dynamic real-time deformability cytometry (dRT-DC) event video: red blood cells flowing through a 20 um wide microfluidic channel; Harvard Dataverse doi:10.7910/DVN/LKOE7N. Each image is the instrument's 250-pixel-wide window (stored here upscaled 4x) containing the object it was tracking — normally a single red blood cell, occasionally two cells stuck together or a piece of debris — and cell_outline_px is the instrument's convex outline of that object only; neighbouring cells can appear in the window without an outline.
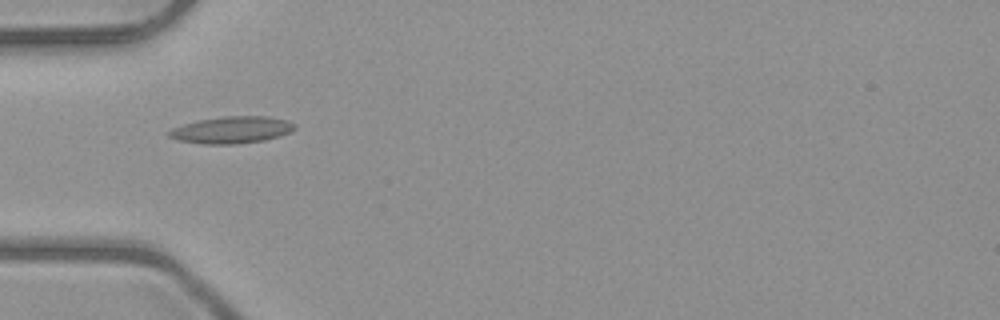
{"species": "common noctule bat (a hibernating species)", "species_latin": "Nyctalus noctula", "temperature_condition": "room temperature", "stored_images_in_passage": 39, "camera_frame_rate_fps": 3000, "um_per_image_px": 0.085, "animal": {"sex": "male", "body_mass_g": 23.1, "forearm_length_mm": 52.7}, "frame": {"image": 1, "passage_image": 4, "time_ms": 1.0, "image_size_px": [1000, 320], "cell_outline_px": [[296, 128], [292, 132], [280, 136], [264, 140], [236, 144], [204, 144], [176, 140], [168, 136], [168, 132], [172, 128], [184, 124], [200, 120], [224, 116], [268, 116], [288, 120], [296, 124]], "centroid_in_image_um": [19.74, 11.04], "position_along_channel_um": 65.3, "area_um2": 19.83}}
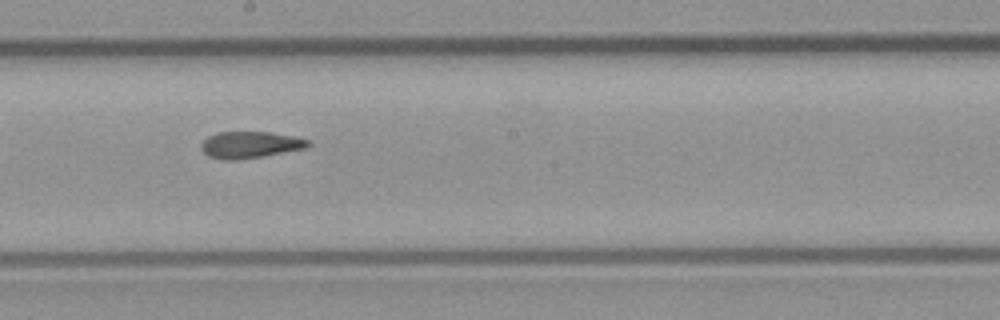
{"frame": {"image": 2, "passage_image": 16, "time_ms": 5.0, "image_size_px": [1000, 320], "cell_outline_px": [[312, 144], [308, 148], [264, 156], [232, 160], [224, 160], [208, 156], [200, 148], [200, 144], [208, 136], [220, 132], [268, 132], [296, 136], [308, 140]], "centroid_in_image_um": [21.29, 12.31], "position_along_channel_um": 226.9, "area_um2": 16.7}}
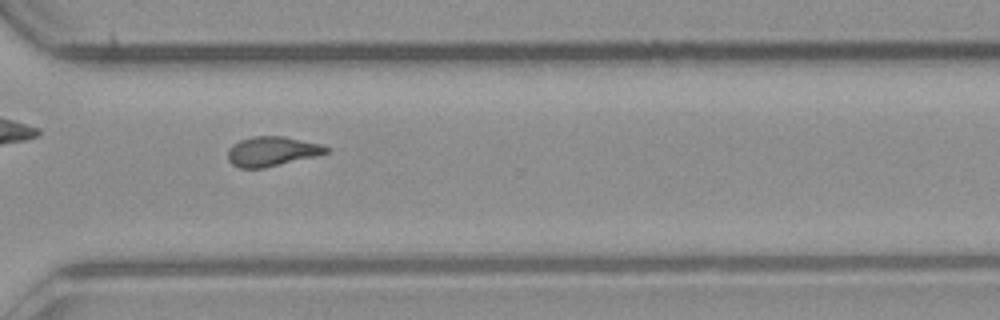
{"frame": {"image": 3, "passage_image": 25, "time_ms": 8.0, "image_size_px": [1000, 320], "cell_outline_px": [[328, 152], [316, 156], [264, 168], [240, 168], [232, 164], [228, 160], [228, 148], [232, 144], [240, 140], [252, 136], [284, 136], [320, 144], [328, 148]], "centroid_in_image_um": [23.08, 12.86], "position_along_channel_um": 347.5, "area_um2": 16.94}, "authors_computed_cell_mechanics": {"area_um2": 16.8198, "velocity_mm_per_s": 4.0384, "shape_relaxation_time_tau1_ms": null, "shape_relaxation_time_tau2_ms": 3.202, "deformation_change_tau1": null, "deformation_change_tau2": 0.1091}}